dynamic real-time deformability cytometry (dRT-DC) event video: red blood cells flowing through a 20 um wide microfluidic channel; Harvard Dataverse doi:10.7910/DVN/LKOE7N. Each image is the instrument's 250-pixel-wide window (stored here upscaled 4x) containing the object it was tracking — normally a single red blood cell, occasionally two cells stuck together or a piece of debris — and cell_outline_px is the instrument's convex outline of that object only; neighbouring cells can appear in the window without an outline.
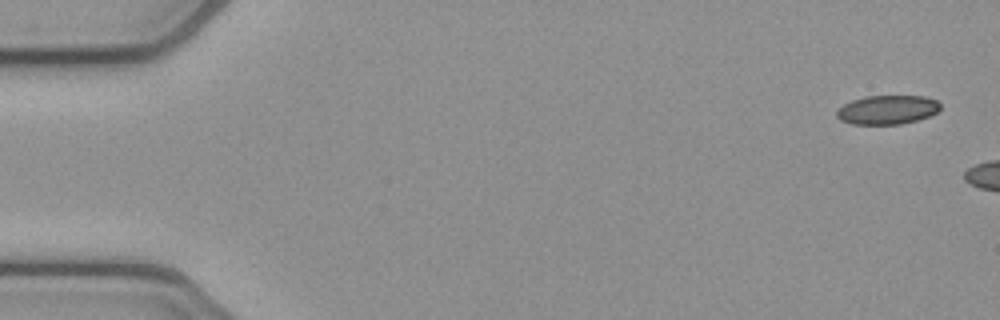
{"species": "common noctule bat (a hibernating species)", "species_latin": "Nyctalus noctula", "temperature_condition": "cold", "stored_images_in_passage": 2, "camera_frame_rate_fps": 3000, "um_per_image_px": 0.085, "animal": {"sex": "female", "body_mass_g": 21.9}, "frame": {"image": 1, "passage_image": 1, "time_ms": 0.0, "image_size_px": [1000, 320], "cell_outline_px": [[940, 108], [936, 112], [928, 116], [916, 120], [900, 124], [852, 124], [840, 120], [836, 116], [836, 112], [844, 104], [852, 100], [864, 96], [924, 96], [936, 100], [940, 104]], "centroid_in_image_um": [75.4, 9.32], "position_along_channel_um": 9.6, "area_um2": 17.4}}